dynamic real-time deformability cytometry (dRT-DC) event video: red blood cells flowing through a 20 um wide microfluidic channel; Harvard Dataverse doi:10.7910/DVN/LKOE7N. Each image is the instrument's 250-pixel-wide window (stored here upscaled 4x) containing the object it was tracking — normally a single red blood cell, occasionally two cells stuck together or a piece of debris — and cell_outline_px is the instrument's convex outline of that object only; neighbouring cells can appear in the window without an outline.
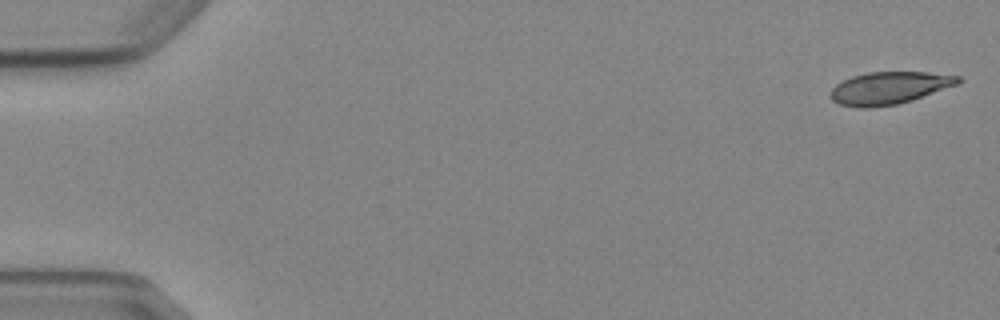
{"species": "Egyptian fruit bat (a non-hibernating species)", "species_latin": "Rousettus aegyptiacus", "temperature_condition": "cold", "stored_images_in_passage": 5, "camera_frame_rate_fps": 3000, "um_per_image_px": 0.085, "animal": {"sex": "female"}, "frame": {"image": 1, "passage_image": 1, "time_ms": 0.0, "image_size_px": [1000, 320], "cell_outline_px": [[964, 80], [956, 84], [912, 100], [896, 104], [868, 108], [856, 108], [840, 104], [832, 100], [828, 96], [828, 92], [836, 84], [852, 76], [868, 72], [928, 72], [960, 76]], "centroid_in_image_um": [75.53, 7.48], "position_along_channel_um": 9.5, "area_um2": 24.1}}
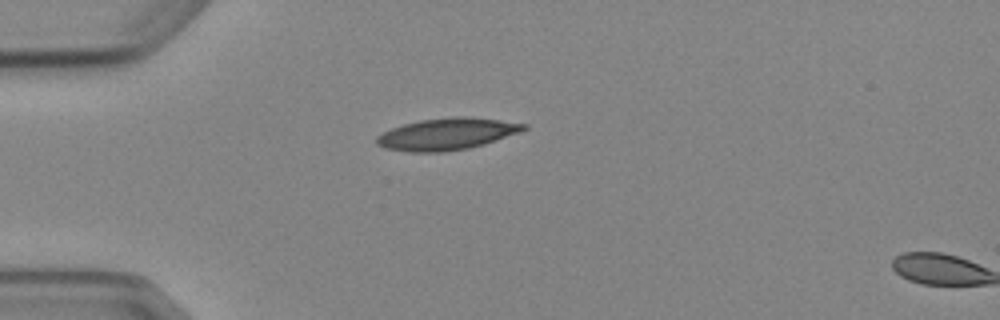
{"frame": {"image": 2, "passage_image": 4, "time_ms": 4.333, "image_size_px": [1000, 320], "cell_outline_px": [[528, 128], [520, 132], [484, 144], [468, 148], [444, 152], [412, 152], [384, 148], [376, 144], [376, 136], [392, 128], [404, 124], [420, 120], [452, 116], [468, 116], [500, 120], [528, 124]], "centroid_in_image_um": [38.0, 11.38], "position_along_channel_um": 47.0, "area_um2": 27.28}}